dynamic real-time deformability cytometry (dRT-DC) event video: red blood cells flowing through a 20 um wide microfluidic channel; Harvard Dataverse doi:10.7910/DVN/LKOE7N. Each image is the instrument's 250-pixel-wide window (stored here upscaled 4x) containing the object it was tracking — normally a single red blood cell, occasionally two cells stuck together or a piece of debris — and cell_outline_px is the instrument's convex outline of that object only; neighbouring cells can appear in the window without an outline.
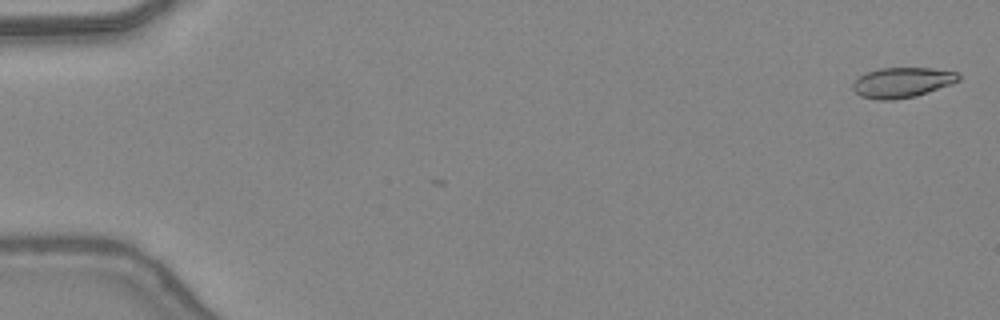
{"species": "common noctule bat (a hibernating species)", "species_latin": "Nyctalus noctula", "temperature_condition": "warm", "stored_images_in_passage": 48, "camera_frame_rate_fps": 3000, "um_per_image_px": 0.085, "animal": {"sex": "female", "body_mass_g": 24.6, "forearm_length_mm": 56.2}, "frame": {"image": 1, "passage_image": 2, "time_ms": 0.333, "image_size_px": [1000, 320], "cell_outline_px": [[960, 80], [952, 84], [916, 96], [892, 100], [876, 100], [860, 96], [852, 88], [852, 84], [860, 76], [868, 72], [880, 68], [932, 68], [956, 72], [960, 76]], "centroid_in_image_um": [76.69, 7.02], "position_along_channel_um": 8.3, "area_um2": 18.55}}
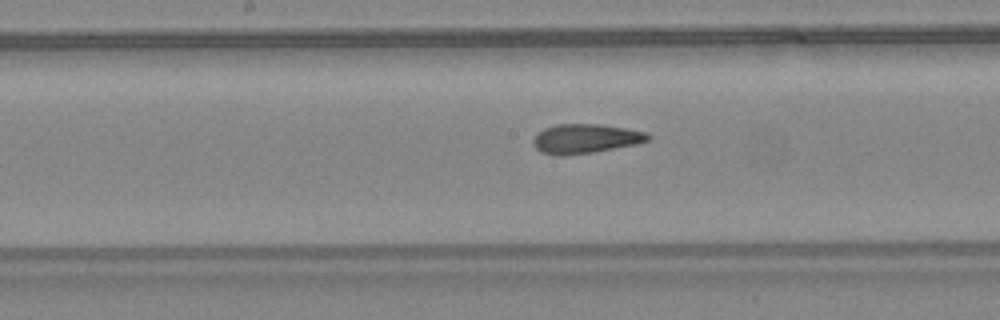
{"frame": {"image": 2, "passage_image": 26, "time_ms": 8.333, "image_size_px": [1000, 320], "cell_outline_px": [[652, 136], [648, 140], [636, 144], [592, 152], [560, 156], [540, 152], [532, 144], [532, 140], [536, 132], [544, 128], [556, 124], [600, 124], [648, 132]], "centroid_in_image_um": [49.72, 11.78], "position_along_channel_um": 198.5, "area_um2": 19.71}}
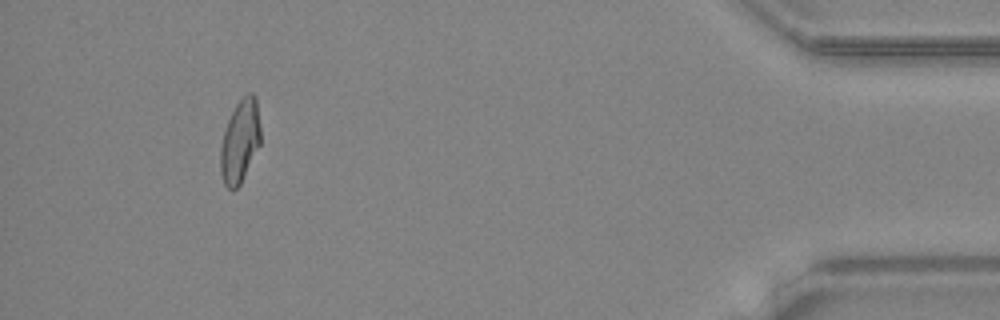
{"frame": {"image": 3, "passage_image": 45, "time_ms": 14.667, "image_size_px": [1000, 320], "cell_outline_px": [[260, 144], [240, 184], [236, 188], [228, 188], [224, 184], [220, 172], [220, 148], [224, 132], [228, 120], [236, 104], [248, 92], [252, 92], [256, 96], [260, 128]], "centroid_in_image_um": [20.4, 11.99], "position_along_channel_um": 414.8, "area_um2": 19.19}, "authors_computed_cell_mechanics": {"area_um2": 19.4208, "velocity_mm_per_s": 4.4322, "shape_relaxation_time_tau1_ms": null, "shape_relaxation_time_tau2_ms": 1.7489, "deformation_change_tau1": null, "deformation_change_tau2": 0.0968}}